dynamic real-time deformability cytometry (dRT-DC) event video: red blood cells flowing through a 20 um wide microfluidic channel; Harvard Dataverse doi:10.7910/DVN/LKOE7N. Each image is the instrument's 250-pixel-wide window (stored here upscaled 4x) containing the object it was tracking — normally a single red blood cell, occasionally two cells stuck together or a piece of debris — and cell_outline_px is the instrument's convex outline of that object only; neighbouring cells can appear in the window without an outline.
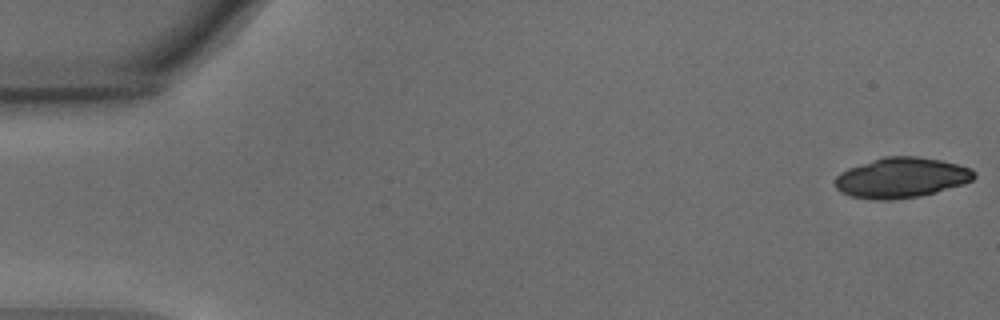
{"species": "common noctule bat (a hibernating species)", "species_latin": "Nyctalus noctula", "temperature_condition": "warm", "stored_images_in_passage": 54, "camera_frame_rate_fps": 3000, "um_per_image_px": 0.085, "animal": {"sex": "male", "body_mass_g": 15.6}, "frame": {"image": 1, "passage_image": 1, "time_ms": 0.0, "image_size_px": [1000, 320], "cell_outline_px": [[976, 176], [972, 180], [964, 184], [936, 192], [920, 196], [892, 200], [868, 200], [848, 196], [840, 192], [836, 188], [836, 176], [840, 172], [848, 168], [884, 156], [916, 156], [940, 160], [972, 168], [976, 172]], "centroid_in_image_um": [76.61, 15.12], "position_along_channel_um": 8.4, "area_um2": 32.89}}